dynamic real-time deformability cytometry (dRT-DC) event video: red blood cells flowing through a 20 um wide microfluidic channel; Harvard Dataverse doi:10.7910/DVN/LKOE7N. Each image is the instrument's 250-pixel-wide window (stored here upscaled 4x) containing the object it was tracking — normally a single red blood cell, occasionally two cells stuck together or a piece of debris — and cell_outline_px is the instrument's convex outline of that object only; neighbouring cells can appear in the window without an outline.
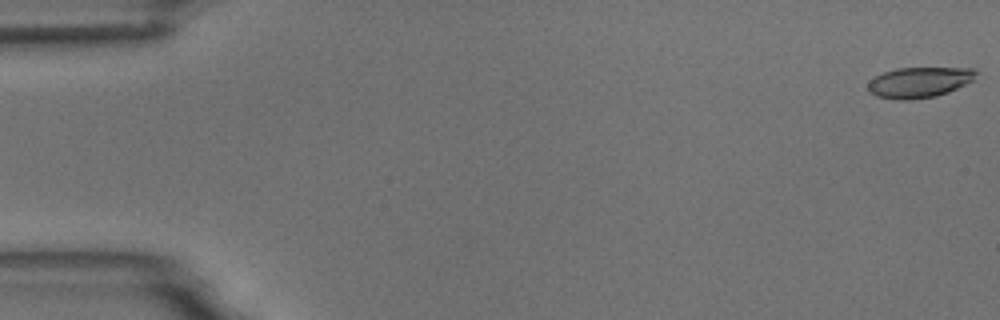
{"species": "common noctule bat (a hibernating species)", "species_latin": "Nyctalus noctula", "temperature_condition": "room temperature", "stored_images_in_passage": 5, "camera_frame_rate_fps": 3000, "um_per_image_px": 0.085, "animal": {"sex": "male", "body_mass_g": 18.8}, "frame": {"image": 1, "passage_image": 1, "time_ms": 0.0, "image_size_px": [1000, 320], "cell_outline_px": [[980, 72], [972, 80], [948, 92], [936, 96], [908, 100], [896, 100], [876, 96], [868, 92], [868, 80], [884, 72], [896, 68], [976, 68]], "centroid_in_image_um": [78.12, 6.99], "position_along_channel_um": 6.9, "area_um2": 19.36}}
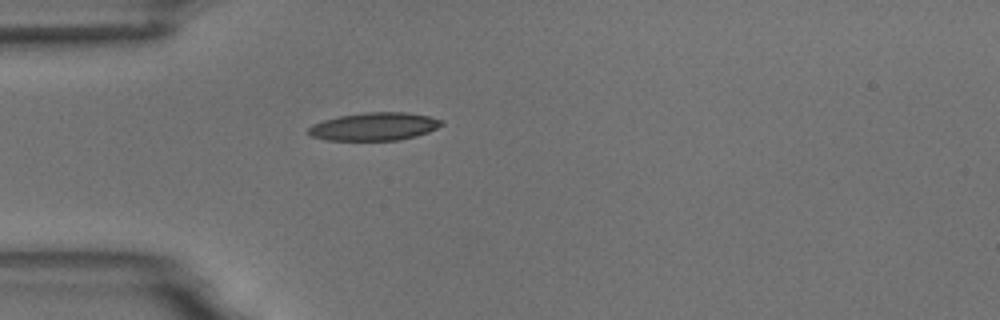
{"frame": {"image": 2, "passage_image": 5, "time_ms": 5.0, "image_size_px": [1000, 320], "cell_outline_px": [[444, 124], [428, 132], [416, 136], [400, 140], [324, 140], [312, 136], [308, 132], [308, 128], [312, 124], [324, 120], [340, 116], [364, 112], [408, 112], [428, 116], [444, 120]], "centroid_in_image_um": [31.83, 10.75], "position_along_channel_um": 53.2, "area_um2": 21.73}}